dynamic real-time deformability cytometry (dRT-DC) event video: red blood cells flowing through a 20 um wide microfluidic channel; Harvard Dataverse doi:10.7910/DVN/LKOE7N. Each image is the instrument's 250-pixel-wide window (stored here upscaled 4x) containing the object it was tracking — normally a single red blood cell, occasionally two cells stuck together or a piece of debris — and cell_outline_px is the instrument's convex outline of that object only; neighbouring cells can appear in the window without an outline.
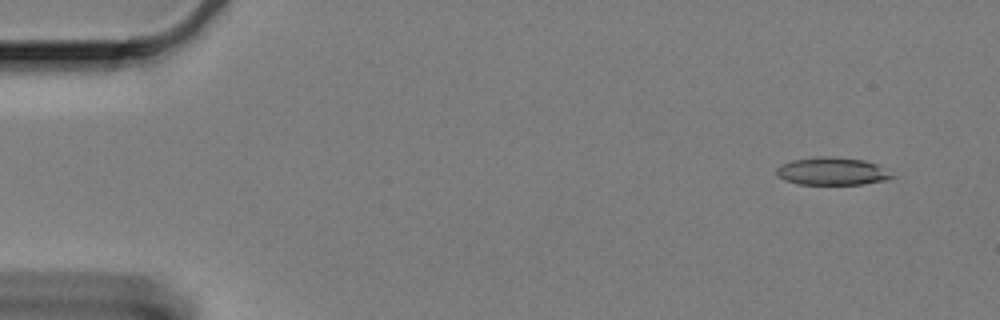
{"species": "Egyptian fruit bat (a non-hibernating species)", "species_latin": "Rousettus aegyptiacus", "temperature_condition": "cold", "stored_images_in_passage": 61, "camera_frame_rate_fps": 3000, "um_per_image_px": 0.085, "animal": {"sex": "female"}, "frame": {"image": 1, "passage_image": 5, "time_ms": 1.333, "image_size_px": [1000, 320], "cell_outline_px": [[896, 176], [888, 180], [864, 184], [800, 184], [784, 180], [776, 172], [776, 168], [780, 164], [792, 160], [820, 156], [836, 156], [864, 160], [876, 164]], "centroid_in_image_um": [70.74, 14.55], "position_along_channel_um": 14.3, "area_um2": 18.73}}
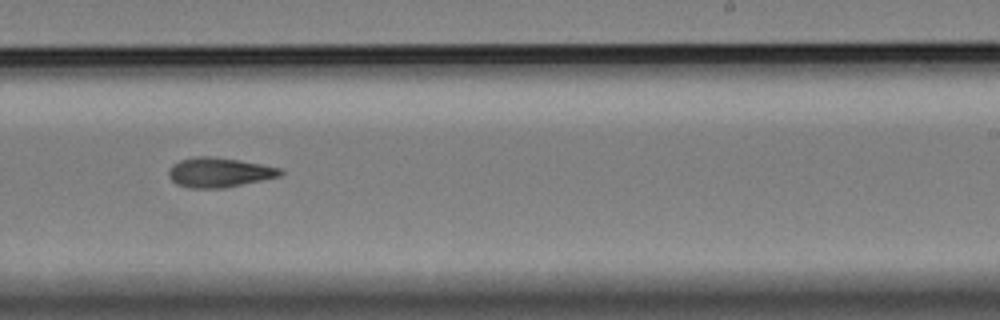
{"frame": {"image": 2, "passage_image": 38, "time_ms": 12.333, "image_size_px": [1000, 320], "cell_outline_px": [[284, 172], [280, 176], [224, 188], [188, 188], [176, 184], [168, 176], [168, 172], [172, 164], [180, 160], [196, 156], [208, 156], [240, 160], [280, 168]], "centroid_in_image_um": [18.59, 14.66], "position_along_channel_um": 270.4, "area_um2": 19.25}}
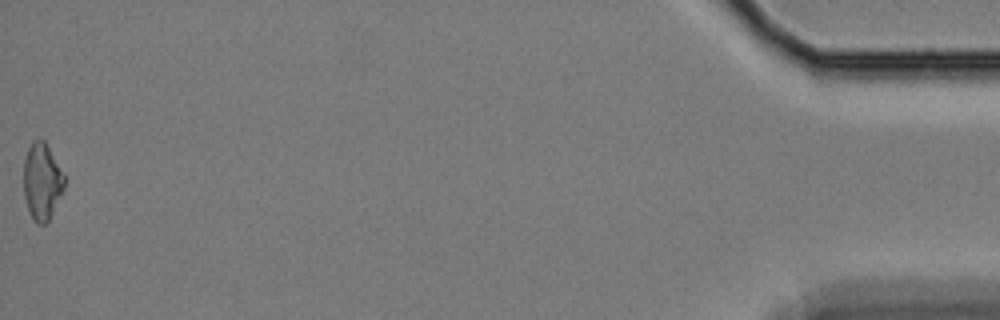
{"frame": {"image": 3, "passage_image": 61, "time_ms": 20.0, "image_size_px": [1000, 320], "cell_outline_px": [[64, 188], [48, 220], [44, 224], [36, 224], [28, 208], [24, 196], [24, 160], [28, 148], [32, 140], [44, 140], [64, 176]], "centroid_in_image_um": [3.54, 15.42], "position_along_channel_um": 431.7, "area_um2": 17.69}, "authors_computed_cell_mechanics": {"area_um2": 18.9006, "velocity_mm_per_s": 3.3295, "shape_relaxation_time_tau1_ms": null, "shape_relaxation_time_tau2_ms": 10.3834, "deformation_change_tau1": null, "deformation_change_tau2": 0.2341}}